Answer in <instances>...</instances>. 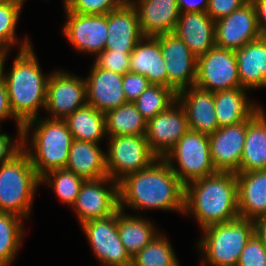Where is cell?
Masks as SVG:
<instances>
[{"mask_svg":"<svg viewBox=\"0 0 266 266\" xmlns=\"http://www.w3.org/2000/svg\"><path fill=\"white\" fill-rule=\"evenodd\" d=\"M85 179L66 168L52 170L41 177L40 184L53 188L59 200L64 204L74 205Z\"/></svg>","mask_w":266,"mask_h":266,"instance_id":"36","label":"cell"},{"mask_svg":"<svg viewBox=\"0 0 266 266\" xmlns=\"http://www.w3.org/2000/svg\"><path fill=\"white\" fill-rule=\"evenodd\" d=\"M23 218L0 212V266H9L17 256L24 238Z\"/></svg>","mask_w":266,"mask_h":266,"instance_id":"32","label":"cell"},{"mask_svg":"<svg viewBox=\"0 0 266 266\" xmlns=\"http://www.w3.org/2000/svg\"><path fill=\"white\" fill-rule=\"evenodd\" d=\"M173 33L189 47L196 58L215 46V21L207 12L180 13Z\"/></svg>","mask_w":266,"mask_h":266,"instance_id":"22","label":"cell"},{"mask_svg":"<svg viewBox=\"0 0 266 266\" xmlns=\"http://www.w3.org/2000/svg\"><path fill=\"white\" fill-rule=\"evenodd\" d=\"M30 128L33 129L32 134H28ZM22 139V148L29 155L40 178L52 170L65 168L74 140L65 120L47 117L26 122L22 129Z\"/></svg>","mask_w":266,"mask_h":266,"instance_id":"4","label":"cell"},{"mask_svg":"<svg viewBox=\"0 0 266 266\" xmlns=\"http://www.w3.org/2000/svg\"><path fill=\"white\" fill-rule=\"evenodd\" d=\"M65 168L85 180H97L108 177L106 153L98 143L74 139Z\"/></svg>","mask_w":266,"mask_h":266,"instance_id":"27","label":"cell"},{"mask_svg":"<svg viewBox=\"0 0 266 266\" xmlns=\"http://www.w3.org/2000/svg\"><path fill=\"white\" fill-rule=\"evenodd\" d=\"M41 178L22 148L11 159L0 163V212L28 219Z\"/></svg>","mask_w":266,"mask_h":266,"instance_id":"5","label":"cell"},{"mask_svg":"<svg viewBox=\"0 0 266 266\" xmlns=\"http://www.w3.org/2000/svg\"><path fill=\"white\" fill-rule=\"evenodd\" d=\"M239 217L257 221L266 217V170L236 173Z\"/></svg>","mask_w":266,"mask_h":266,"instance_id":"23","label":"cell"},{"mask_svg":"<svg viewBox=\"0 0 266 266\" xmlns=\"http://www.w3.org/2000/svg\"><path fill=\"white\" fill-rule=\"evenodd\" d=\"M7 52H0V80L2 79V73H3V66L5 65Z\"/></svg>","mask_w":266,"mask_h":266,"instance_id":"47","label":"cell"},{"mask_svg":"<svg viewBox=\"0 0 266 266\" xmlns=\"http://www.w3.org/2000/svg\"><path fill=\"white\" fill-rule=\"evenodd\" d=\"M105 124L107 136L146 135L147 121L132 102L105 113Z\"/></svg>","mask_w":266,"mask_h":266,"instance_id":"31","label":"cell"},{"mask_svg":"<svg viewBox=\"0 0 266 266\" xmlns=\"http://www.w3.org/2000/svg\"><path fill=\"white\" fill-rule=\"evenodd\" d=\"M68 12L102 15L122 7L128 0H62Z\"/></svg>","mask_w":266,"mask_h":266,"instance_id":"37","label":"cell"},{"mask_svg":"<svg viewBox=\"0 0 266 266\" xmlns=\"http://www.w3.org/2000/svg\"><path fill=\"white\" fill-rule=\"evenodd\" d=\"M64 120L73 139L99 144L107 137L105 114L88 104L75 110Z\"/></svg>","mask_w":266,"mask_h":266,"instance_id":"30","label":"cell"},{"mask_svg":"<svg viewBox=\"0 0 266 266\" xmlns=\"http://www.w3.org/2000/svg\"><path fill=\"white\" fill-rule=\"evenodd\" d=\"M107 28L105 50L131 53L144 37L137 11L129 0L122 7L107 14Z\"/></svg>","mask_w":266,"mask_h":266,"instance_id":"19","label":"cell"},{"mask_svg":"<svg viewBox=\"0 0 266 266\" xmlns=\"http://www.w3.org/2000/svg\"><path fill=\"white\" fill-rule=\"evenodd\" d=\"M180 13L207 12L209 0H176Z\"/></svg>","mask_w":266,"mask_h":266,"instance_id":"44","label":"cell"},{"mask_svg":"<svg viewBox=\"0 0 266 266\" xmlns=\"http://www.w3.org/2000/svg\"><path fill=\"white\" fill-rule=\"evenodd\" d=\"M87 105L86 80L64 70L50 73L45 110L47 118L64 120L75 110Z\"/></svg>","mask_w":266,"mask_h":266,"instance_id":"11","label":"cell"},{"mask_svg":"<svg viewBox=\"0 0 266 266\" xmlns=\"http://www.w3.org/2000/svg\"><path fill=\"white\" fill-rule=\"evenodd\" d=\"M255 234L266 247V217L255 221Z\"/></svg>","mask_w":266,"mask_h":266,"instance_id":"46","label":"cell"},{"mask_svg":"<svg viewBox=\"0 0 266 266\" xmlns=\"http://www.w3.org/2000/svg\"><path fill=\"white\" fill-rule=\"evenodd\" d=\"M20 5L0 0V52H7L18 42L19 51L32 46L28 38L19 41L16 36V27L22 11ZM21 43V44H20Z\"/></svg>","mask_w":266,"mask_h":266,"instance_id":"34","label":"cell"},{"mask_svg":"<svg viewBox=\"0 0 266 266\" xmlns=\"http://www.w3.org/2000/svg\"><path fill=\"white\" fill-rule=\"evenodd\" d=\"M201 231L204 233L197 248L203 254L202 266H236L242 250L255 234V221L238 217Z\"/></svg>","mask_w":266,"mask_h":266,"instance_id":"6","label":"cell"},{"mask_svg":"<svg viewBox=\"0 0 266 266\" xmlns=\"http://www.w3.org/2000/svg\"><path fill=\"white\" fill-rule=\"evenodd\" d=\"M64 10L67 20L63 34L75 51L93 54L94 57L103 52L108 37L107 14L83 15Z\"/></svg>","mask_w":266,"mask_h":266,"instance_id":"14","label":"cell"},{"mask_svg":"<svg viewBox=\"0 0 266 266\" xmlns=\"http://www.w3.org/2000/svg\"><path fill=\"white\" fill-rule=\"evenodd\" d=\"M236 266H266V247L256 234L245 245Z\"/></svg>","mask_w":266,"mask_h":266,"instance_id":"39","label":"cell"},{"mask_svg":"<svg viewBox=\"0 0 266 266\" xmlns=\"http://www.w3.org/2000/svg\"><path fill=\"white\" fill-rule=\"evenodd\" d=\"M135 7L144 37L173 33L180 17L176 0H129Z\"/></svg>","mask_w":266,"mask_h":266,"instance_id":"21","label":"cell"},{"mask_svg":"<svg viewBox=\"0 0 266 266\" xmlns=\"http://www.w3.org/2000/svg\"><path fill=\"white\" fill-rule=\"evenodd\" d=\"M81 227L101 266H131L132 258L118 235L117 212L103 219L84 222Z\"/></svg>","mask_w":266,"mask_h":266,"instance_id":"12","label":"cell"},{"mask_svg":"<svg viewBox=\"0 0 266 266\" xmlns=\"http://www.w3.org/2000/svg\"><path fill=\"white\" fill-rule=\"evenodd\" d=\"M130 56L131 53L104 50L95 56L93 63L98 68L124 75L130 71Z\"/></svg>","mask_w":266,"mask_h":266,"instance_id":"38","label":"cell"},{"mask_svg":"<svg viewBox=\"0 0 266 266\" xmlns=\"http://www.w3.org/2000/svg\"><path fill=\"white\" fill-rule=\"evenodd\" d=\"M149 80L140 74L127 72L123 75V90L127 102H134L149 86Z\"/></svg>","mask_w":266,"mask_h":266,"instance_id":"40","label":"cell"},{"mask_svg":"<svg viewBox=\"0 0 266 266\" xmlns=\"http://www.w3.org/2000/svg\"><path fill=\"white\" fill-rule=\"evenodd\" d=\"M176 101L177 94L171 88L151 84L133 103L148 122Z\"/></svg>","mask_w":266,"mask_h":266,"instance_id":"35","label":"cell"},{"mask_svg":"<svg viewBox=\"0 0 266 266\" xmlns=\"http://www.w3.org/2000/svg\"><path fill=\"white\" fill-rule=\"evenodd\" d=\"M108 177L119 182L126 175L148 168L158 157L151 151L145 135L107 136Z\"/></svg>","mask_w":266,"mask_h":266,"instance_id":"8","label":"cell"},{"mask_svg":"<svg viewBox=\"0 0 266 266\" xmlns=\"http://www.w3.org/2000/svg\"><path fill=\"white\" fill-rule=\"evenodd\" d=\"M246 133L247 120L220 127L209 135L211 159L217 172L238 173Z\"/></svg>","mask_w":266,"mask_h":266,"instance_id":"17","label":"cell"},{"mask_svg":"<svg viewBox=\"0 0 266 266\" xmlns=\"http://www.w3.org/2000/svg\"><path fill=\"white\" fill-rule=\"evenodd\" d=\"M195 86L213 93L242 87L235 51L214 46L198 57Z\"/></svg>","mask_w":266,"mask_h":266,"instance_id":"9","label":"cell"},{"mask_svg":"<svg viewBox=\"0 0 266 266\" xmlns=\"http://www.w3.org/2000/svg\"><path fill=\"white\" fill-rule=\"evenodd\" d=\"M87 104L102 113L127 103L123 90V75L98 68L94 63L85 78Z\"/></svg>","mask_w":266,"mask_h":266,"instance_id":"18","label":"cell"},{"mask_svg":"<svg viewBox=\"0 0 266 266\" xmlns=\"http://www.w3.org/2000/svg\"><path fill=\"white\" fill-rule=\"evenodd\" d=\"M72 209L80 225L115 214L119 210V182L110 177L85 180Z\"/></svg>","mask_w":266,"mask_h":266,"instance_id":"10","label":"cell"},{"mask_svg":"<svg viewBox=\"0 0 266 266\" xmlns=\"http://www.w3.org/2000/svg\"><path fill=\"white\" fill-rule=\"evenodd\" d=\"M261 36L252 2L215 21V46L220 48L236 51Z\"/></svg>","mask_w":266,"mask_h":266,"instance_id":"15","label":"cell"},{"mask_svg":"<svg viewBox=\"0 0 266 266\" xmlns=\"http://www.w3.org/2000/svg\"><path fill=\"white\" fill-rule=\"evenodd\" d=\"M242 88H266V36L235 51Z\"/></svg>","mask_w":266,"mask_h":266,"instance_id":"26","label":"cell"},{"mask_svg":"<svg viewBox=\"0 0 266 266\" xmlns=\"http://www.w3.org/2000/svg\"><path fill=\"white\" fill-rule=\"evenodd\" d=\"M255 170H266V113L261 106L247 119L238 173Z\"/></svg>","mask_w":266,"mask_h":266,"instance_id":"25","label":"cell"},{"mask_svg":"<svg viewBox=\"0 0 266 266\" xmlns=\"http://www.w3.org/2000/svg\"><path fill=\"white\" fill-rule=\"evenodd\" d=\"M162 232L132 257L131 266H180L169 239Z\"/></svg>","mask_w":266,"mask_h":266,"instance_id":"33","label":"cell"},{"mask_svg":"<svg viewBox=\"0 0 266 266\" xmlns=\"http://www.w3.org/2000/svg\"><path fill=\"white\" fill-rule=\"evenodd\" d=\"M185 186L166 161L157 158L148 168L119 181V209H157L184 213Z\"/></svg>","mask_w":266,"mask_h":266,"instance_id":"1","label":"cell"},{"mask_svg":"<svg viewBox=\"0 0 266 266\" xmlns=\"http://www.w3.org/2000/svg\"><path fill=\"white\" fill-rule=\"evenodd\" d=\"M188 213L194 215L201 229L237 219L236 173L216 172L188 183L185 186L184 214Z\"/></svg>","mask_w":266,"mask_h":266,"instance_id":"2","label":"cell"},{"mask_svg":"<svg viewBox=\"0 0 266 266\" xmlns=\"http://www.w3.org/2000/svg\"><path fill=\"white\" fill-rule=\"evenodd\" d=\"M177 101L185 110L189 130L211 135L219 128L213 92L194 85L180 91Z\"/></svg>","mask_w":266,"mask_h":266,"instance_id":"20","label":"cell"},{"mask_svg":"<svg viewBox=\"0 0 266 266\" xmlns=\"http://www.w3.org/2000/svg\"><path fill=\"white\" fill-rule=\"evenodd\" d=\"M160 50L165 59L167 87L176 94L195 85L197 58L174 33L159 35Z\"/></svg>","mask_w":266,"mask_h":266,"instance_id":"13","label":"cell"},{"mask_svg":"<svg viewBox=\"0 0 266 266\" xmlns=\"http://www.w3.org/2000/svg\"><path fill=\"white\" fill-rule=\"evenodd\" d=\"M1 1L13 2V3H16V4L20 5L21 7H23L24 2L26 0H1Z\"/></svg>","mask_w":266,"mask_h":266,"instance_id":"48","label":"cell"},{"mask_svg":"<svg viewBox=\"0 0 266 266\" xmlns=\"http://www.w3.org/2000/svg\"><path fill=\"white\" fill-rule=\"evenodd\" d=\"M33 45L18 52L10 71L2 78L6 83L9 104L14 116L24 125L39 117V108L46 107L47 84L50 74L44 75Z\"/></svg>","mask_w":266,"mask_h":266,"instance_id":"3","label":"cell"},{"mask_svg":"<svg viewBox=\"0 0 266 266\" xmlns=\"http://www.w3.org/2000/svg\"><path fill=\"white\" fill-rule=\"evenodd\" d=\"M256 10L257 25L262 36H266V0L252 2Z\"/></svg>","mask_w":266,"mask_h":266,"instance_id":"45","label":"cell"},{"mask_svg":"<svg viewBox=\"0 0 266 266\" xmlns=\"http://www.w3.org/2000/svg\"><path fill=\"white\" fill-rule=\"evenodd\" d=\"M13 118L17 124V131H22L23 124L14 116L10 104L9 96L7 92V86L3 78L0 80V122ZM1 129V124H0Z\"/></svg>","mask_w":266,"mask_h":266,"instance_id":"43","label":"cell"},{"mask_svg":"<svg viewBox=\"0 0 266 266\" xmlns=\"http://www.w3.org/2000/svg\"><path fill=\"white\" fill-rule=\"evenodd\" d=\"M247 90L238 87L214 92V107L219 128L246 121L260 107L247 97Z\"/></svg>","mask_w":266,"mask_h":266,"instance_id":"28","label":"cell"},{"mask_svg":"<svg viewBox=\"0 0 266 266\" xmlns=\"http://www.w3.org/2000/svg\"><path fill=\"white\" fill-rule=\"evenodd\" d=\"M246 0H209L207 14L214 20L230 15L233 11L240 9Z\"/></svg>","mask_w":266,"mask_h":266,"instance_id":"41","label":"cell"},{"mask_svg":"<svg viewBox=\"0 0 266 266\" xmlns=\"http://www.w3.org/2000/svg\"><path fill=\"white\" fill-rule=\"evenodd\" d=\"M189 130L184 108L176 101L147 122L146 139L151 151L163 158Z\"/></svg>","mask_w":266,"mask_h":266,"instance_id":"16","label":"cell"},{"mask_svg":"<svg viewBox=\"0 0 266 266\" xmlns=\"http://www.w3.org/2000/svg\"><path fill=\"white\" fill-rule=\"evenodd\" d=\"M162 159L184 186L217 172L211 159L209 135L192 130H188Z\"/></svg>","mask_w":266,"mask_h":266,"instance_id":"7","label":"cell"},{"mask_svg":"<svg viewBox=\"0 0 266 266\" xmlns=\"http://www.w3.org/2000/svg\"><path fill=\"white\" fill-rule=\"evenodd\" d=\"M138 215H127L120 209L117 211L118 235L131 258L160 233L153 222Z\"/></svg>","mask_w":266,"mask_h":266,"instance_id":"29","label":"cell"},{"mask_svg":"<svg viewBox=\"0 0 266 266\" xmlns=\"http://www.w3.org/2000/svg\"><path fill=\"white\" fill-rule=\"evenodd\" d=\"M165 59L162 56L159 36L143 37L130 56V72L145 76L153 85L167 87Z\"/></svg>","mask_w":266,"mask_h":266,"instance_id":"24","label":"cell"},{"mask_svg":"<svg viewBox=\"0 0 266 266\" xmlns=\"http://www.w3.org/2000/svg\"><path fill=\"white\" fill-rule=\"evenodd\" d=\"M16 140L6 133H2L0 129V163L11 159L22 149V131H17Z\"/></svg>","mask_w":266,"mask_h":266,"instance_id":"42","label":"cell"}]
</instances>
